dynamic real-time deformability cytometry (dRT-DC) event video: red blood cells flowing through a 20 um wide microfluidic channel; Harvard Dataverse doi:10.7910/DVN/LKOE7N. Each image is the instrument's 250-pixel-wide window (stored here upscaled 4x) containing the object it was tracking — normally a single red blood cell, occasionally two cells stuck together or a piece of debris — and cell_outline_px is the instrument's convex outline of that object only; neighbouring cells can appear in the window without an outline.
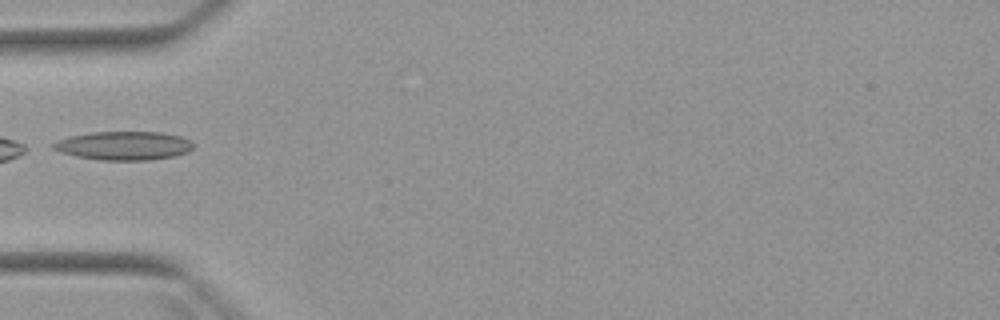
{"species": "Egyptian fruit bat (a non-hibernating species)", "species_latin": "Rousettus aegyptiacus", "temperature_condition": "warm", "stored_images_in_passage": 4, "camera_frame_rate_fps": 3000, "um_per_image_px": 0.085, "animal": {"sex": "female"}, "frame": {"image": 1, "passage_image": 4, "time_ms": 3.667, "image_size_px": [1000, 320], "cell_outline_px": [[196, 144], [188, 152], [172, 156], [148, 160], [100, 160], [76, 156], [60, 152], [52, 148], [52, 144], [56, 140], [72, 136], [92, 132], [160, 132], [180, 136]], "centroid_in_image_um": [10.51, 12.38], "position_along_channel_um": 74.5, "area_um2": 23.29}}